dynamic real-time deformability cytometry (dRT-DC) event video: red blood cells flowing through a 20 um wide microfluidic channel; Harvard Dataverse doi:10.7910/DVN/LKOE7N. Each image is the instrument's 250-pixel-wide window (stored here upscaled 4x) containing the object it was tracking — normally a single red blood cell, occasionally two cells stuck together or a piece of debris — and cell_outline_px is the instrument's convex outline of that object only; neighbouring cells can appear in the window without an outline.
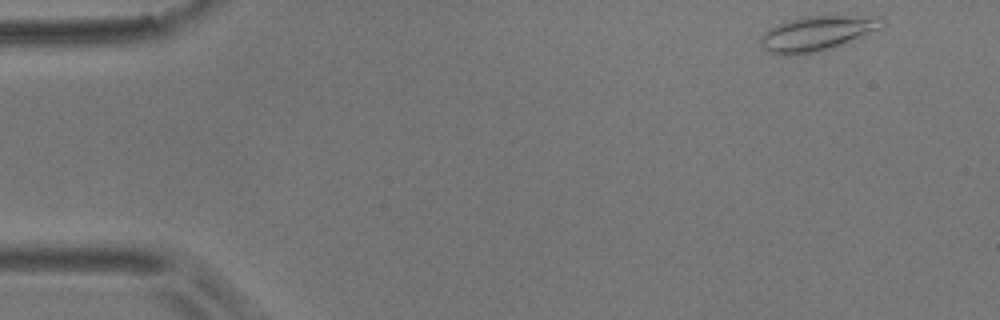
{"species": "common noctule bat (a hibernating species)", "species_latin": "Nyctalus noctula", "temperature_condition": "room temperature", "stored_images_in_passage": 8, "camera_frame_rate_fps": 3000, "um_per_image_px": 0.085, "animal": {"sex": "male", "body_mass_g": 17.9}, "frame": {"image": 1, "passage_image": 1, "time_ms": 0.0, "image_size_px": [1000, 320], "cell_outline_px": [[884, 24], [880, 28], [844, 44], [816, 52], [792, 56], [784, 56], [768, 52], [760, 44], [760, 36], [768, 28], [804, 16], [880, 16], [884, 20]], "centroid_in_image_um": [69.42, 2.85], "position_along_channel_um": 15.6, "area_um2": 24.57}}